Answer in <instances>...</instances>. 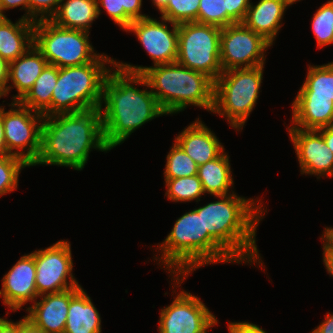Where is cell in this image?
Instances as JSON below:
<instances>
[{"mask_svg":"<svg viewBox=\"0 0 333 333\" xmlns=\"http://www.w3.org/2000/svg\"><path fill=\"white\" fill-rule=\"evenodd\" d=\"M115 61L101 53L93 62L59 68L51 98V116L100 109L103 84Z\"/></svg>","mask_w":333,"mask_h":333,"instance_id":"8992f818","label":"cell"},{"mask_svg":"<svg viewBox=\"0 0 333 333\" xmlns=\"http://www.w3.org/2000/svg\"><path fill=\"white\" fill-rule=\"evenodd\" d=\"M96 2H97L98 16L101 15L102 13L101 10H105L108 16L123 31L133 21V19L124 10H119V0H96Z\"/></svg>","mask_w":333,"mask_h":333,"instance_id":"e575fe53","label":"cell"},{"mask_svg":"<svg viewBox=\"0 0 333 333\" xmlns=\"http://www.w3.org/2000/svg\"><path fill=\"white\" fill-rule=\"evenodd\" d=\"M288 2V4L291 6L293 5L294 3L298 2V1H301V0H286Z\"/></svg>","mask_w":333,"mask_h":333,"instance_id":"681fc988","label":"cell"},{"mask_svg":"<svg viewBox=\"0 0 333 333\" xmlns=\"http://www.w3.org/2000/svg\"><path fill=\"white\" fill-rule=\"evenodd\" d=\"M138 85L145 89L137 88ZM149 89L142 74L125 71L116 65L109 71L103 84L100 111L104 140L110 150L124 143L146 122L167 115Z\"/></svg>","mask_w":333,"mask_h":333,"instance_id":"6da1fadb","label":"cell"},{"mask_svg":"<svg viewBox=\"0 0 333 333\" xmlns=\"http://www.w3.org/2000/svg\"><path fill=\"white\" fill-rule=\"evenodd\" d=\"M153 3V6L158 9L160 12L168 3L169 0H151Z\"/></svg>","mask_w":333,"mask_h":333,"instance_id":"c3c4849f","label":"cell"},{"mask_svg":"<svg viewBox=\"0 0 333 333\" xmlns=\"http://www.w3.org/2000/svg\"><path fill=\"white\" fill-rule=\"evenodd\" d=\"M34 46L58 68L90 63L101 55L90 43L89 32L63 28L50 20L35 22Z\"/></svg>","mask_w":333,"mask_h":333,"instance_id":"ba28073f","label":"cell"},{"mask_svg":"<svg viewBox=\"0 0 333 333\" xmlns=\"http://www.w3.org/2000/svg\"><path fill=\"white\" fill-rule=\"evenodd\" d=\"M217 201L202 206L204 232H208L237 262L264 267L256 245L257 226L268 210L260 198H245L236 192L214 196Z\"/></svg>","mask_w":333,"mask_h":333,"instance_id":"3957f363","label":"cell"},{"mask_svg":"<svg viewBox=\"0 0 333 333\" xmlns=\"http://www.w3.org/2000/svg\"><path fill=\"white\" fill-rule=\"evenodd\" d=\"M0 333H19V321L0 317Z\"/></svg>","mask_w":333,"mask_h":333,"instance_id":"7bdbcfd3","label":"cell"},{"mask_svg":"<svg viewBox=\"0 0 333 333\" xmlns=\"http://www.w3.org/2000/svg\"><path fill=\"white\" fill-rule=\"evenodd\" d=\"M58 74V67L47 64L32 88L19 102L31 110L42 113L44 117L51 116V98Z\"/></svg>","mask_w":333,"mask_h":333,"instance_id":"484cf974","label":"cell"},{"mask_svg":"<svg viewBox=\"0 0 333 333\" xmlns=\"http://www.w3.org/2000/svg\"><path fill=\"white\" fill-rule=\"evenodd\" d=\"M60 2L61 0H28V20L33 22L50 20Z\"/></svg>","mask_w":333,"mask_h":333,"instance_id":"836d02e7","label":"cell"},{"mask_svg":"<svg viewBox=\"0 0 333 333\" xmlns=\"http://www.w3.org/2000/svg\"><path fill=\"white\" fill-rule=\"evenodd\" d=\"M4 16L1 14V12H0V20L3 18Z\"/></svg>","mask_w":333,"mask_h":333,"instance_id":"f907efd6","label":"cell"},{"mask_svg":"<svg viewBox=\"0 0 333 333\" xmlns=\"http://www.w3.org/2000/svg\"><path fill=\"white\" fill-rule=\"evenodd\" d=\"M322 233L319 239L333 252V227H325Z\"/></svg>","mask_w":333,"mask_h":333,"instance_id":"bcb514c9","label":"cell"},{"mask_svg":"<svg viewBox=\"0 0 333 333\" xmlns=\"http://www.w3.org/2000/svg\"><path fill=\"white\" fill-rule=\"evenodd\" d=\"M142 1L143 0H119V10H124L133 20H139L149 17V15L142 14Z\"/></svg>","mask_w":333,"mask_h":333,"instance_id":"8d00e7d4","label":"cell"},{"mask_svg":"<svg viewBox=\"0 0 333 333\" xmlns=\"http://www.w3.org/2000/svg\"><path fill=\"white\" fill-rule=\"evenodd\" d=\"M147 17L133 20L124 30L136 35L153 61V66L174 63L178 55V24L167 19ZM171 25L172 28L168 25ZM171 28V29H170Z\"/></svg>","mask_w":333,"mask_h":333,"instance_id":"5bb4252c","label":"cell"},{"mask_svg":"<svg viewBox=\"0 0 333 333\" xmlns=\"http://www.w3.org/2000/svg\"><path fill=\"white\" fill-rule=\"evenodd\" d=\"M318 131L322 134L326 145L333 152V126L320 128Z\"/></svg>","mask_w":333,"mask_h":333,"instance_id":"f6af8a7d","label":"cell"},{"mask_svg":"<svg viewBox=\"0 0 333 333\" xmlns=\"http://www.w3.org/2000/svg\"><path fill=\"white\" fill-rule=\"evenodd\" d=\"M307 70L295 99H333V61L322 65L310 63Z\"/></svg>","mask_w":333,"mask_h":333,"instance_id":"4316f807","label":"cell"},{"mask_svg":"<svg viewBox=\"0 0 333 333\" xmlns=\"http://www.w3.org/2000/svg\"><path fill=\"white\" fill-rule=\"evenodd\" d=\"M19 333H45L41 328L36 326L30 319L23 316L19 320Z\"/></svg>","mask_w":333,"mask_h":333,"instance_id":"b9f144b4","label":"cell"},{"mask_svg":"<svg viewBox=\"0 0 333 333\" xmlns=\"http://www.w3.org/2000/svg\"><path fill=\"white\" fill-rule=\"evenodd\" d=\"M311 333H333V312H327L325 319Z\"/></svg>","mask_w":333,"mask_h":333,"instance_id":"60d3db41","label":"cell"},{"mask_svg":"<svg viewBox=\"0 0 333 333\" xmlns=\"http://www.w3.org/2000/svg\"><path fill=\"white\" fill-rule=\"evenodd\" d=\"M31 167L23 159L13 155L0 156V197L18 188L19 174Z\"/></svg>","mask_w":333,"mask_h":333,"instance_id":"4dcf8cb0","label":"cell"},{"mask_svg":"<svg viewBox=\"0 0 333 333\" xmlns=\"http://www.w3.org/2000/svg\"><path fill=\"white\" fill-rule=\"evenodd\" d=\"M251 0H226L227 26L234 23H242Z\"/></svg>","mask_w":333,"mask_h":333,"instance_id":"d590c367","label":"cell"},{"mask_svg":"<svg viewBox=\"0 0 333 333\" xmlns=\"http://www.w3.org/2000/svg\"><path fill=\"white\" fill-rule=\"evenodd\" d=\"M9 78V62L0 56V93L6 92V86Z\"/></svg>","mask_w":333,"mask_h":333,"instance_id":"ab89813d","label":"cell"},{"mask_svg":"<svg viewBox=\"0 0 333 333\" xmlns=\"http://www.w3.org/2000/svg\"><path fill=\"white\" fill-rule=\"evenodd\" d=\"M98 17L96 0H61L50 21L63 28L90 32Z\"/></svg>","mask_w":333,"mask_h":333,"instance_id":"d4e9b609","label":"cell"},{"mask_svg":"<svg viewBox=\"0 0 333 333\" xmlns=\"http://www.w3.org/2000/svg\"><path fill=\"white\" fill-rule=\"evenodd\" d=\"M35 22L19 18L15 23L7 16L0 20V56L11 62L34 44Z\"/></svg>","mask_w":333,"mask_h":333,"instance_id":"7402d4cb","label":"cell"},{"mask_svg":"<svg viewBox=\"0 0 333 333\" xmlns=\"http://www.w3.org/2000/svg\"><path fill=\"white\" fill-rule=\"evenodd\" d=\"M229 158L230 156L224 151L214 160L198 166L197 176L202 183L205 194L214 197L234 193L232 190L234 189V179Z\"/></svg>","mask_w":333,"mask_h":333,"instance_id":"cb8c5ba5","label":"cell"},{"mask_svg":"<svg viewBox=\"0 0 333 333\" xmlns=\"http://www.w3.org/2000/svg\"><path fill=\"white\" fill-rule=\"evenodd\" d=\"M5 111L3 105V125L6 155L23 159L32 166L41 150V128L44 115L12 101Z\"/></svg>","mask_w":333,"mask_h":333,"instance_id":"8fae6325","label":"cell"},{"mask_svg":"<svg viewBox=\"0 0 333 333\" xmlns=\"http://www.w3.org/2000/svg\"><path fill=\"white\" fill-rule=\"evenodd\" d=\"M164 179H175L197 175L198 165L174 141L166 156Z\"/></svg>","mask_w":333,"mask_h":333,"instance_id":"f1b7e54d","label":"cell"},{"mask_svg":"<svg viewBox=\"0 0 333 333\" xmlns=\"http://www.w3.org/2000/svg\"><path fill=\"white\" fill-rule=\"evenodd\" d=\"M36 265L32 253L24 254L2 278L0 297L12 312L39 297L36 289Z\"/></svg>","mask_w":333,"mask_h":333,"instance_id":"2e32d148","label":"cell"},{"mask_svg":"<svg viewBox=\"0 0 333 333\" xmlns=\"http://www.w3.org/2000/svg\"><path fill=\"white\" fill-rule=\"evenodd\" d=\"M200 0H169L160 18L173 23L197 22Z\"/></svg>","mask_w":333,"mask_h":333,"instance_id":"1f68e13d","label":"cell"},{"mask_svg":"<svg viewBox=\"0 0 333 333\" xmlns=\"http://www.w3.org/2000/svg\"><path fill=\"white\" fill-rule=\"evenodd\" d=\"M158 260L170 276H189L202 266L238 263L208 232H204L202 207L180 216L162 243L156 245ZM160 255V256H159Z\"/></svg>","mask_w":333,"mask_h":333,"instance_id":"277c9868","label":"cell"},{"mask_svg":"<svg viewBox=\"0 0 333 333\" xmlns=\"http://www.w3.org/2000/svg\"><path fill=\"white\" fill-rule=\"evenodd\" d=\"M312 32L317 49L333 44V0H328L316 10L312 18Z\"/></svg>","mask_w":333,"mask_h":333,"instance_id":"f546056e","label":"cell"},{"mask_svg":"<svg viewBox=\"0 0 333 333\" xmlns=\"http://www.w3.org/2000/svg\"><path fill=\"white\" fill-rule=\"evenodd\" d=\"M94 149L110 151L104 140L100 109L44 117L41 150L32 166L56 165L81 171Z\"/></svg>","mask_w":333,"mask_h":333,"instance_id":"7a4b0ae2","label":"cell"},{"mask_svg":"<svg viewBox=\"0 0 333 333\" xmlns=\"http://www.w3.org/2000/svg\"><path fill=\"white\" fill-rule=\"evenodd\" d=\"M197 23L226 27V0H200Z\"/></svg>","mask_w":333,"mask_h":333,"instance_id":"d6a6232c","label":"cell"},{"mask_svg":"<svg viewBox=\"0 0 333 333\" xmlns=\"http://www.w3.org/2000/svg\"><path fill=\"white\" fill-rule=\"evenodd\" d=\"M179 133L174 141L198 166L214 160L225 151L219 138L199 117Z\"/></svg>","mask_w":333,"mask_h":333,"instance_id":"e0dca14e","label":"cell"},{"mask_svg":"<svg viewBox=\"0 0 333 333\" xmlns=\"http://www.w3.org/2000/svg\"><path fill=\"white\" fill-rule=\"evenodd\" d=\"M221 30L220 27L197 22L178 24L176 62L215 81L223 72L220 64Z\"/></svg>","mask_w":333,"mask_h":333,"instance_id":"9c48e42d","label":"cell"},{"mask_svg":"<svg viewBox=\"0 0 333 333\" xmlns=\"http://www.w3.org/2000/svg\"><path fill=\"white\" fill-rule=\"evenodd\" d=\"M294 146L301 175L333 177V152L326 145L318 130L287 127Z\"/></svg>","mask_w":333,"mask_h":333,"instance_id":"9a60e30c","label":"cell"},{"mask_svg":"<svg viewBox=\"0 0 333 333\" xmlns=\"http://www.w3.org/2000/svg\"><path fill=\"white\" fill-rule=\"evenodd\" d=\"M272 45L243 23H234L221 30L220 64L222 71L254 68L265 65V53Z\"/></svg>","mask_w":333,"mask_h":333,"instance_id":"7c38bea8","label":"cell"},{"mask_svg":"<svg viewBox=\"0 0 333 333\" xmlns=\"http://www.w3.org/2000/svg\"><path fill=\"white\" fill-rule=\"evenodd\" d=\"M6 155V144L3 125V106L0 104V156Z\"/></svg>","mask_w":333,"mask_h":333,"instance_id":"7dc6e473","label":"cell"},{"mask_svg":"<svg viewBox=\"0 0 333 333\" xmlns=\"http://www.w3.org/2000/svg\"><path fill=\"white\" fill-rule=\"evenodd\" d=\"M47 64L46 58L33 44L23 55L9 62L8 83L6 92L2 96H8L15 88L17 94L13 95L11 100L20 101L32 88Z\"/></svg>","mask_w":333,"mask_h":333,"instance_id":"ffe728a7","label":"cell"},{"mask_svg":"<svg viewBox=\"0 0 333 333\" xmlns=\"http://www.w3.org/2000/svg\"><path fill=\"white\" fill-rule=\"evenodd\" d=\"M40 298L41 300H38ZM26 307V317L45 333H64L70 304V289L40 295Z\"/></svg>","mask_w":333,"mask_h":333,"instance_id":"ac0fdd59","label":"cell"},{"mask_svg":"<svg viewBox=\"0 0 333 333\" xmlns=\"http://www.w3.org/2000/svg\"><path fill=\"white\" fill-rule=\"evenodd\" d=\"M291 125L305 130L333 126V99H294Z\"/></svg>","mask_w":333,"mask_h":333,"instance_id":"603a6c76","label":"cell"},{"mask_svg":"<svg viewBox=\"0 0 333 333\" xmlns=\"http://www.w3.org/2000/svg\"><path fill=\"white\" fill-rule=\"evenodd\" d=\"M289 6L286 0H259L256 4L251 0L242 23L273 45Z\"/></svg>","mask_w":333,"mask_h":333,"instance_id":"d6986e66","label":"cell"},{"mask_svg":"<svg viewBox=\"0 0 333 333\" xmlns=\"http://www.w3.org/2000/svg\"><path fill=\"white\" fill-rule=\"evenodd\" d=\"M188 276H172L175 297L170 305L161 308L159 333H207L218 324L217 317L199 297L175 288L180 287ZM176 290V291H175ZM176 292V293H175Z\"/></svg>","mask_w":333,"mask_h":333,"instance_id":"30bf717a","label":"cell"},{"mask_svg":"<svg viewBox=\"0 0 333 333\" xmlns=\"http://www.w3.org/2000/svg\"><path fill=\"white\" fill-rule=\"evenodd\" d=\"M32 254L35 258L38 296L81 286L72 273L74 264L70 241L60 240L45 249L32 251Z\"/></svg>","mask_w":333,"mask_h":333,"instance_id":"4fadbf2b","label":"cell"},{"mask_svg":"<svg viewBox=\"0 0 333 333\" xmlns=\"http://www.w3.org/2000/svg\"><path fill=\"white\" fill-rule=\"evenodd\" d=\"M227 326L229 333H267L259 325L248 321L229 322Z\"/></svg>","mask_w":333,"mask_h":333,"instance_id":"74e56055","label":"cell"},{"mask_svg":"<svg viewBox=\"0 0 333 333\" xmlns=\"http://www.w3.org/2000/svg\"><path fill=\"white\" fill-rule=\"evenodd\" d=\"M166 192L165 196L172 202L201 201L204 195L202 183L197 175L186 176L175 179H164Z\"/></svg>","mask_w":333,"mask_h":333,"instance_id":"83f0119b","label":"cell"},{"mask_svg":"<svg viewBox=\"0 0 333 333\" xmlns=\"http://www.w3.org/2000/svg\"><path fill=\"white\" fill-rule=\"evenodd\" d=\"M323 245V263L330 277H333V252L324 244Z\"/></svg>","mask_w":333,"mask_h":333,"instance_id":"ee69618b","label":"cell"},{"mask_svg":"<svg viewBox=\"0 0 333 333\" xmlns=\"http://www.w3.org/2000/svg\"><path fill=\"white\" fill-rule=\"evenodd\" d=\"M264 66L227 70L214 81L212 113L226 118L236 131H242L255 109L261 92Z\"/></svg>","mask_w":333,"mask_h":333,"instance_id":"52a82bcc","label":"cell"},{"mask_svg":"<svg viewBox=\"0 0 333 333\" xmlns=\"http://www.w3.org/2000/svg\"><path fill=\"white\" fill-rule=\"evenodd\" d=\"M101 316L82 286L70 289L64 333H102Z\"/></svg>","mask_w":333,"mask_h":333,"instance_id":"44dd1931","label":"cell"},{"mask_svg":"<svg viewBox=\"0 0 333 333\" xmlns=\"http://www.w3.org/2000/svg\"><path fill=\"white\" fill-rule=\"evenodd\" d=\"M125 71L142 74L167 115L196 106L212 113L214 107V81L206 74L194 71L177 62L143 66L115 61Z\"/></svg>","mask_w":333,"mask_h":333,"instance_id":"5b68a950","label":"cell"},{"mask_svg":"<svg viewBox=\"0 0 333 333\" xmlns=\"http://www.w3.org/2000/svg\"><path fill=\"white\" fill-rule=\"evenodd\" d=\"M20 7V10H25V14L21 17L23 19L28 20V0H0V12L1 14L6 17L4 13L10 9H14Z\"/></svg>","mask_w":333,"mask_h":333,"instance_id":"f35d334b","label":"cell"}]
</instances>
